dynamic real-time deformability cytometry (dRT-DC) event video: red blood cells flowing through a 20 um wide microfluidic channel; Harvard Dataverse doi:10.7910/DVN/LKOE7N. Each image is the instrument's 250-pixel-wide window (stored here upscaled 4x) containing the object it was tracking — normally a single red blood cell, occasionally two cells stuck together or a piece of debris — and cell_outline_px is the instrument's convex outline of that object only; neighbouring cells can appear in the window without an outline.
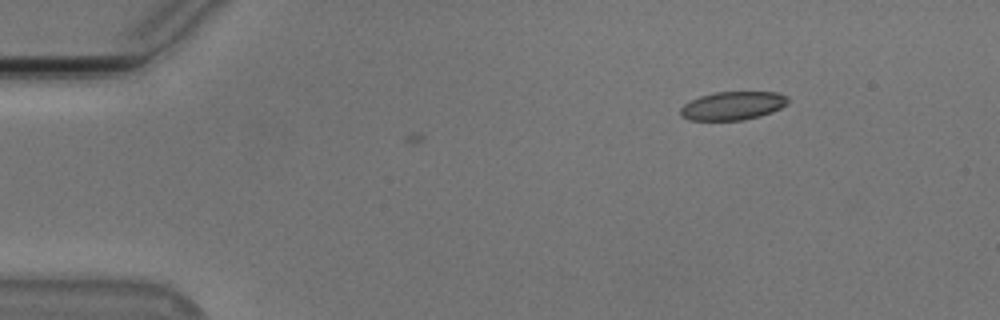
{"species": "Egyptian fruit bat (a non-hibernating species)", "species_latin": "Rousettus aegyptiacus", "temperature_condition": "cold", "stored_images_in_passage": 6, "camera_frame_rate_fps": 3000, "um_per_image_px": 0.085, "animal": {"sex": "male"}, "frame": {"image": 1, "passage_image": 6, "time_ms": 1.667, "image_size_px": [1000, 320], "cell_outline_px": [[788, 104], [772, 112], [760, 116], [744, 120], [688, 120], [680, 116], [680, 108], [684, 104], [700, 96], [716, 92], [776, 92], [788, 96]], "centroid_in_image_um": [62.29, 8.99], "position_along_channel_um": 22.7, "area_um2": 17.86}}